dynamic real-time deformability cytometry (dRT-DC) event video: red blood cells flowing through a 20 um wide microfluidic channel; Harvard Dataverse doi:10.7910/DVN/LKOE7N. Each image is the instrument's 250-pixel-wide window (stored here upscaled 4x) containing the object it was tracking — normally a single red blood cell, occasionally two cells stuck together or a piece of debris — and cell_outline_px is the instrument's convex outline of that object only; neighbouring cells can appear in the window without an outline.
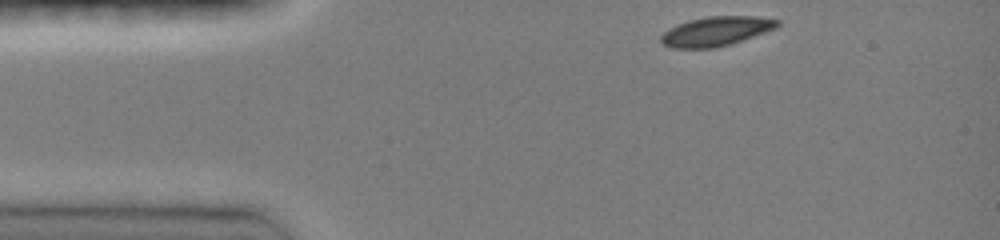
{"species": "common noctule bat (a hibernating species)", "species_latin": "Nyctalus noctula", "temperature_condition": "room temperature", "stored_images_in_passage": 36, "camera_frame_rate_fps": 3000, "um_per_image_px": 0.085, "animal": {"sex": "female", "body_mass_g": 19.0, "forearm_length_mm": 51.5}, "frame": {"image": 1, "passage_image": 1, "time_ms": 0.0, "image_size_px": [1000, 240], "cell_outline_px": [[780, 24], [776, 28], [732, 44], [716, 48], [672, 48], [660, 44], [660, 36], [668, 28], [688, 20], [708, 16], [752, 16], [780, 20]], "centroid_in_image_um": [60.83, 2.67], "position_along_channel_um": 24.2, "area_um2": 20.11}}
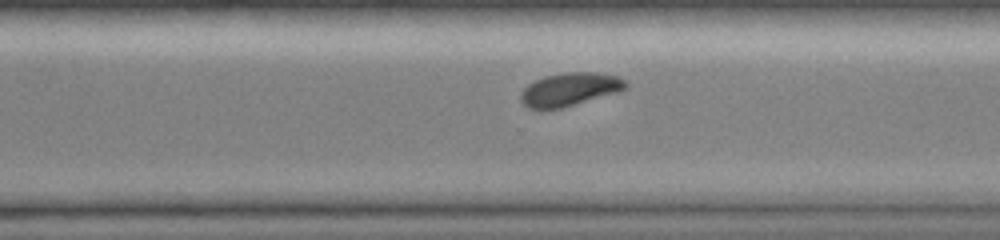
{"frame": {"image": 2, "passage_image": 27, "time_ms": 8.667, "image_size_px": [1000, 240], "cell_outline_px": [[628, 88], [616, 92], [560, 108], [528, 108], [520, 100], [520, 92], [528, 84], [544, 76], [564, 72], [596, 72], [620, 76], [628, 84]], "centroid_in_image_um": [48.43, 7.57], "position_along_channel_um": 322.2, "area_um2": 20.11}}
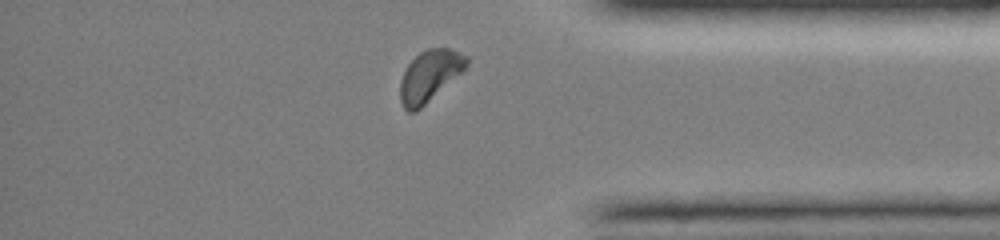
{"frame": {"image": 3, "passage_image": 33, "time_ms": 10.667, "image_size_px": [1000, 240], "cell_outline_px": [[468, 64], [460, 72], [416, 112], [408, 112], [404, 108], [400, 100], [400, 80], [408, 64], [420, 52], [428, 48], [448, 48], [468, 56]], "centroid_in_image_um": [36.48, 6.44], "position_along_channel_um": 398.7, "area_um2": 19.31}, "authors_computed_cell_mechanics": {"area_um2": 20.8369, "velocity_mm_per_s": 4.0842, "shape_relaxation_time_tau1_ms": 1.9583, "shape_relaxation_time_tau2_ms": null, "deformation_change_tau1": 0.0944, "deformation_change_tau2": null}}